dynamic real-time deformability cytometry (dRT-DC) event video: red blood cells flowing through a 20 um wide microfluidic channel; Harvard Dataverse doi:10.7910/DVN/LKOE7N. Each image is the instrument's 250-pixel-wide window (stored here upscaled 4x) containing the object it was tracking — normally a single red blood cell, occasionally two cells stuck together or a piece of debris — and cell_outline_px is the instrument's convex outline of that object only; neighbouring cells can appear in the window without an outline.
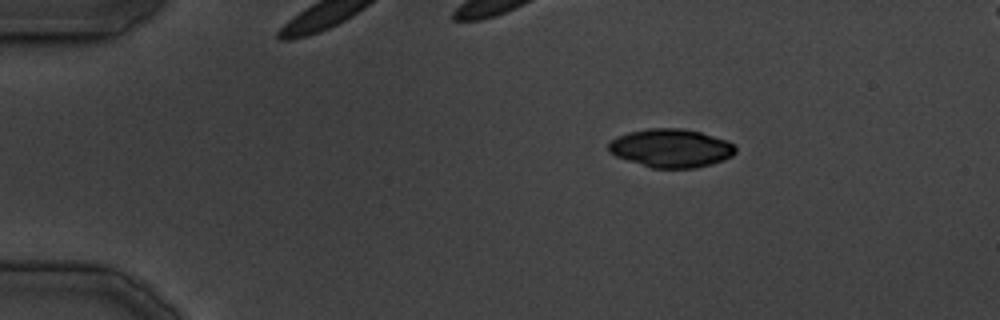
{"species": "common noctule bat (a hibernating species)", "species_latin": "Nyctalus noctula", "temperature_condition": "cold", "stored_images_in_passage": 6, "camera_frame_rate_fps": 3000, "um_per_image_px": 0.085, "animal": {"sex": "male", "body_mass_g": 19.5, "forearm_length_mm": 54.6}, "frame": {"image": 1, "passage_image": 1, "time_ms": 0.0, "image_size_px": [1000, 320], "cell_outline_px": [[736, 152], [732, 156], [724, 160], [712, 164], [696, 168], [652, 168], [616, 156], [608, 152], [608, 144], [616, 136], [628, 132], [648, 128], [680, 128], [700, 132], [728, 140], [736, 144]], "centroid_in_image_um": [57.06, 12.59], "position_along_channel_um": 27.9, "area_um2": 28.67}}